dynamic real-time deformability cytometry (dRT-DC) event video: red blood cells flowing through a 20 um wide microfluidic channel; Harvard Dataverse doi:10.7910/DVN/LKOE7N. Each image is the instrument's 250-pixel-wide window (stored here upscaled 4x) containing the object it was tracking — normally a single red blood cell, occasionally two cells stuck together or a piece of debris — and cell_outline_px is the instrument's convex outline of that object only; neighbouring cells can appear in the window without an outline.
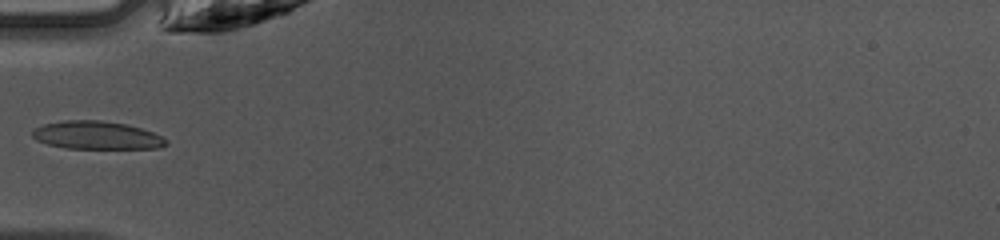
{"species": "common noctule bat (a hibernating species)", "species_latin": "Nyctalus noctula", "temperature_condition": "warm", "stored_images_in_passage": 32, "camera_frame_rate_fps": 3000, "um_per_image_px": 0.085, "animal": {"sex": "female", "body_mass_g": 10.0, "forearm_length_mm": 53.1}, "frame": {"image": 1, "passage_image": 1, "time_ms": 0.0, "image_size_px": [1000, 240], "cell_outline_px": [[168, 144], [160, 148], [64, 148], [48, 144], [36, 140], [32, 136], [32, 128], [44, 124], [64, 120], [100, 120], [128, 124], [152, 132], [168, 140]], "centroid_in_image_um": [8.2, 11.49], "position_along_channel_um": 76.8, "area_um2": 21.91}}
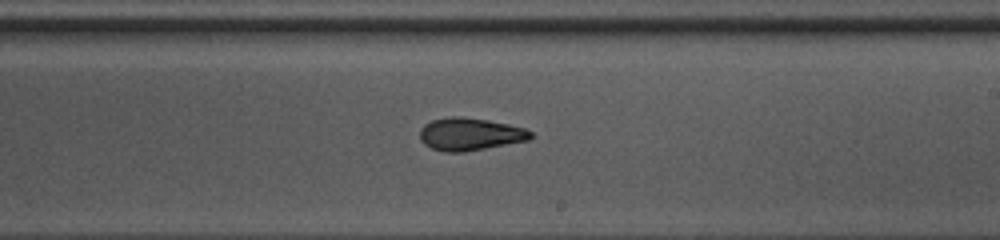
{"frame": {"image": 2, "passage_image": 13, "time_ms": 4.0, "image_size_px": [1000, 240], "cell_outline_px": [[532, 136], [528, 140], [464, 152], [444, 152], [432, 148], [424, 144], [420, 140], [420, 128], [424, 124], [432, 120], [452, 116], [456, 116], [488, 120], [508, 124], [524, 128], [532, 132]], "centroid_in_image_um": [39.92, 11.4], "position_along_channel_um": 249.1, "area_um2": 20.92}}
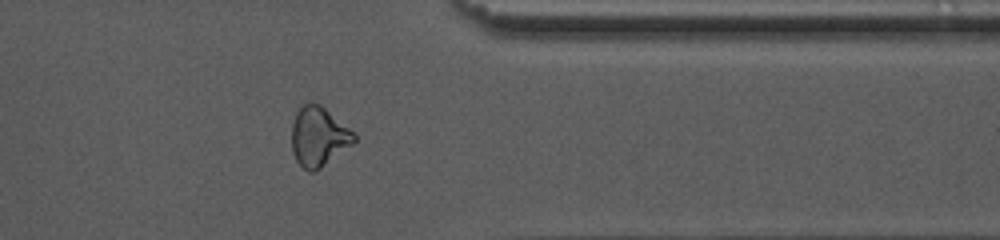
{"frame": {"image": 3, "passage_image": 23, "time_ms": 7.333, "image_size_px": [1000, 240], "cell_outline_px": [[356, 140], [352, 144], [320, 168], [312, 172], [308, 172], [296, 160], [292, 152], [292, 124], [296, 112], [304, 104], [320, 104], [356, 132]], "centroid_in_image_um": [27.09, 11.61], "position_along_channel_um": 384.3, "area_um2": 21.5}}